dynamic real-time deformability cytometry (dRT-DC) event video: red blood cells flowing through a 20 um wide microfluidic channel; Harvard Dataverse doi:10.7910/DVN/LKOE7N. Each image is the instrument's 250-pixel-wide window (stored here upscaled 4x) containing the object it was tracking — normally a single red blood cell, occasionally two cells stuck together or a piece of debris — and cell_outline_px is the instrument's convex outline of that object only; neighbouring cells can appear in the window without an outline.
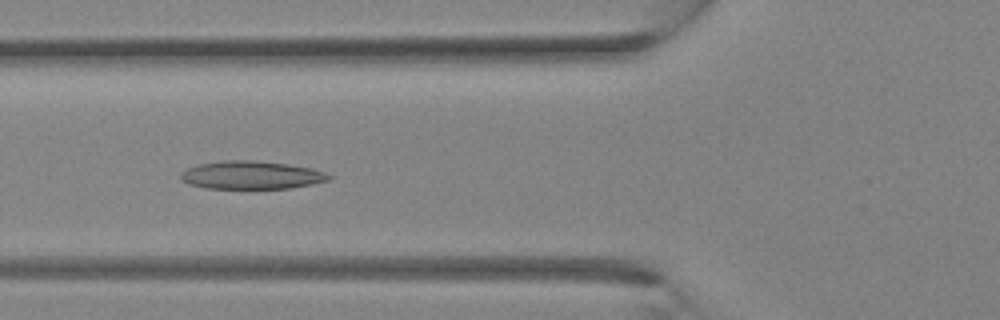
{"species": "Egyptian fruit bat (a non-hibernating species)", "species_latin": "Rousettus aegyptiacus", "temperature_condition": "room temperature", "stored_images_in_passage": 34, "camera_frame_rate_fps": 3000, "um_per_image_px": 0.085, "animal": {"sex": "female"}, "frame": {"image": 1, "passage_image": 13, "time_ms": 4.0, "image_size_px": [1000, 320], "cell_outline_px": [[332, 176], [328, 180], [312, 184], [292, 188], [204, 188], [188, 184], [180, 176], [180, 172], [196, 164], [224, 160], [256, 160], [288, 164], [312, 168], [324, 172]], "centroid_in_image_um": [21.35, 14.87], "position_along_channel_um": 104.5, "area_um2": 24.28}}
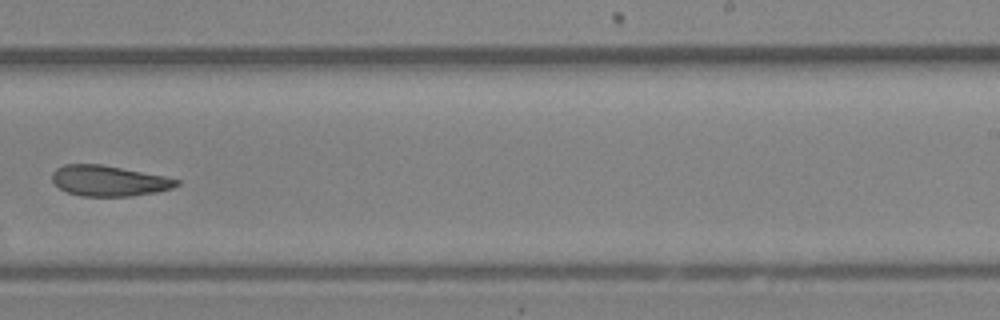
{"frame": {"image": 2, "passage_image": 22, "time_ms": 7.0, "image_size_px": [1000, 320], "cell_outline_px": [[180, 184], [172, 188], [156, 192], [128, 196], [80, 196], [68, 192], [60, 188], [52, 180], [52, 172], [56, 168], [64, 164], [100, 164], [164, 176], [180, 180]], "centroid_in_image_um": [9.24, 15.36], "position_along_channel_um": 279.8, "area_um2": 22.02}}
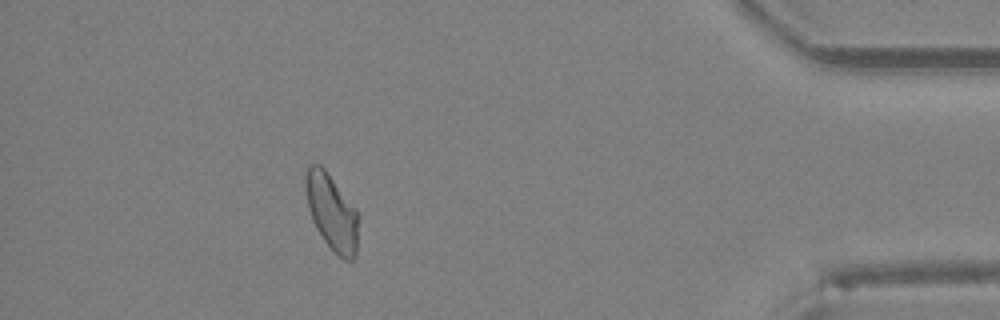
{"frame": {"image": 3, "passage_image": 31, "time_ms": 10.0, "image_size_px": [1000, 320], "cell_outline_px": [[356, 256], [352, 260], [344, 260], [324, 240], [316, 228], [312, 220], [308, 208], [304, 180], [308, 168], [312, 164], [320, 164], [324, 168], [356, 208]], "centroid_in_image_um": [28.17, 18.0], "position_along_channel_um": 407.0, "area_um2": 22.83}}